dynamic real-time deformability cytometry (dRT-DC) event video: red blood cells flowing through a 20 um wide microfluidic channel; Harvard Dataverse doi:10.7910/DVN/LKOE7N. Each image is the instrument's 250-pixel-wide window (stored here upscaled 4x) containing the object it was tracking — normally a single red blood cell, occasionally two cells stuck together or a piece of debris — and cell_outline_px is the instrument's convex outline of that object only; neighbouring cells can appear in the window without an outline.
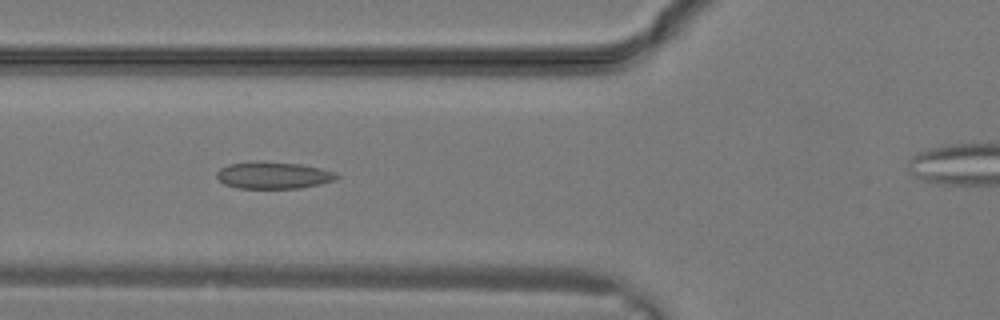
{"species": "common noctule bat (a hibernating species)", "species_latin": "Nyctalus noctula", "temperature_condition": "warm", "stored_images_in_passage": 14, "camera_frame_rate_fps": 3000, "um_per_image_px": 0.085, "animal": {"sex": "male", "body_mass_g": 19.2, "forearm_length_mm": 51.8}, "frame": {"image": 1, "passage_image": 7, "time_ms": 2.0, "image_size_px": [1000, 320], "cell_outline_px": [[340, 176], [336, 180], [320, 184], [300, 188], [236, 188], [224, 184], [216, 176], [216, 172], [220, 168], [228, 164], [300, 164], [320, 168], [332, 172]], "centroid_in_image_um": [23.25, 14.95], "position_along_channel_um": 102.5, "area_um2": 17.92}}
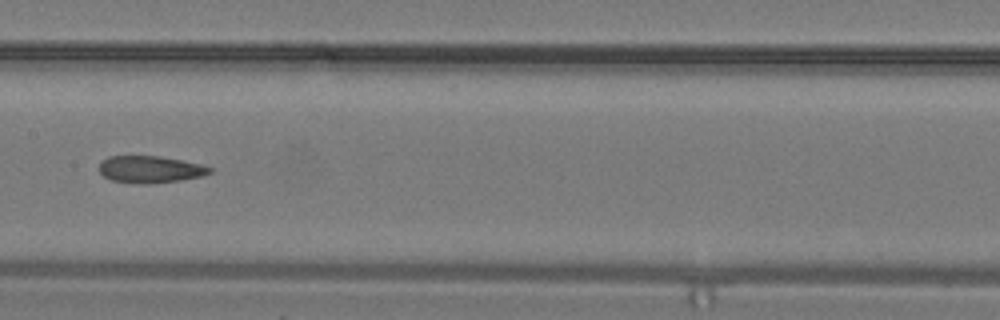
{"frame": {"image": 2, "passage_image": 11, "time_ms": 3.333, "image_size_px": [1000, 320], "cell_outline_px": [[212, 172], [200, 176], [180, 180], [152, 184], [144, 184], [112, 180], [104, 176], [100, 172], [100, 160], [108, 156], [160, 156], [200, 164], [212, 168]], "centroid_in_image_um": [12.74, 14.39], "position_along_channel_um": 194.7, "area_um2": 17.28}}
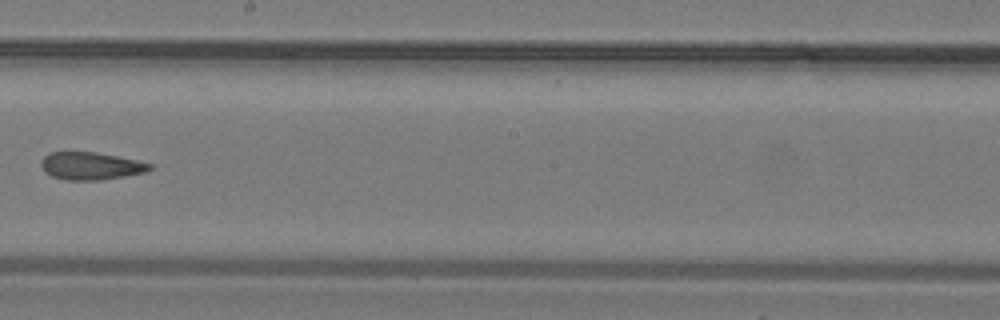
{"frame": {"image": 3, "passage_image": 13, "time_ms": 4.0, "image_size_px": [1000, 320], "cell_outline_px": [[152, 168], [144, 172], [124, 176], [100, 180], [68, 180], [52, 176], [44, 172], [40, 164], [40, 160], [48, 152], [96, 152], [136, 160], [152, 164]], "centroid_in_image_um": [7.67, 14.1], "position_along_channel_um": 240.5, "area_um2": 17.4}}